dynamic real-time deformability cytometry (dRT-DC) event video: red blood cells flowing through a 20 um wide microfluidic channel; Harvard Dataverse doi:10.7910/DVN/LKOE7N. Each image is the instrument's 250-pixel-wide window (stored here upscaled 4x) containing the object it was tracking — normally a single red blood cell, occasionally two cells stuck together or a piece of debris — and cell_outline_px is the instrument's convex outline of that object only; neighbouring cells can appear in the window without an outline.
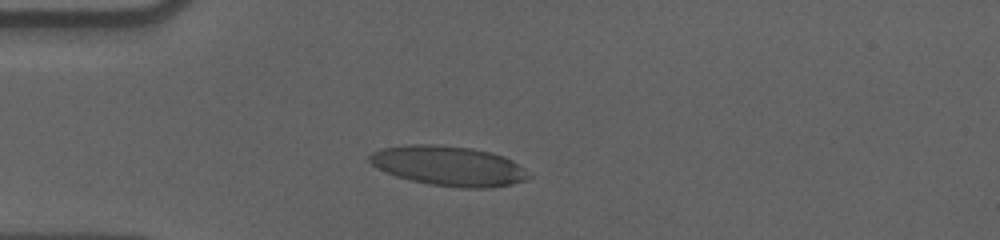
{"species": "human", "species_latin": "Homo sapiens", "temperature_condition": "cold", "stored_images_in_passage": 35, "camera_frame_rate_fps": 3000, "um_per_image_px": 0.085, "donor": {"sex": "male"}, "frame": {"image": 1, "passage_image": 1, "time_ms": 0.0, "image_size_px": [1000, 240], "cell_outline_px": [[536, 176], [512, 184], [492, 188], [464, 188], [428, 184], [408, 180], [396, 176], [372, 164], [368, 160], [368, 156], [372, 152], [380, 148], [408, 144], [432, 144], [472, 148], [504, 156], [512, 160]], "centroid_in_image_um": [38.17, 14.1], "position_along_channel_um": 46.8, "area_um2": 37.17}}
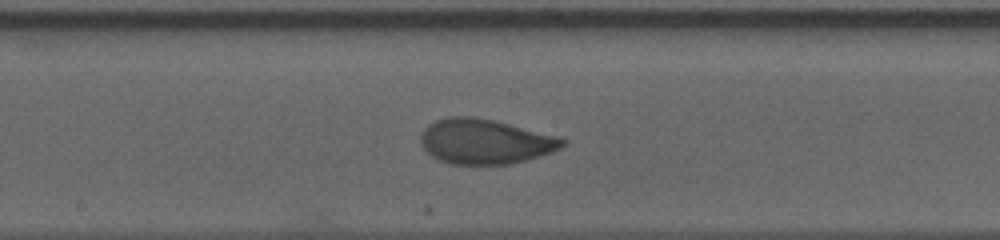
{"frame": {"image": 2, "passage_image": 16, "time_ms": 5.0, "image_size_px": [1000, 240], "cell_outline_px": [[568, 144], [552, 152], [524, 160], [508, 164], [452, 164], [440, 160], [432, 156], [420, 144], [420, 136], [424, 128], [428, 124], [436, 120], [448, 116], [472, 116], [492, 120], [560, 136], [568, 140]], "centroid_in_image_um": [41.24, 12.01], "position_along_channel_um": 207.0, "area_um2": 37.17}}
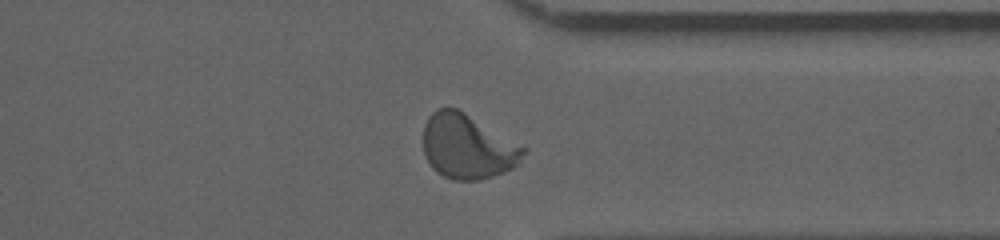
{"frame": {"image": 3, "passage_image": 30, "time_ms": 9.667, "image_size_px": [1000, 240], "cell_outline_px": [[528, 148], [516, 164], [512, 168], [504, 172], [480, 180], [452, 180], [436, 172], [432, 168], [424, 156], [424, 124], [428, 116], [436, 108], [456, 108], [464, 112]], "centroid_in_image_um": [39.72, 12.46], "position_along_channel_um": 371.7, "area_um2": 37.69}, "authors_computed_cell_mechanics": {"area_um2": 36.9342, "velocity_mm_per_s": 3.5717, "shape_relaxation_time_tau1_ms": 4.9313, "shape_relaxation_time_tau2_ms": 0.9914, "deformation_change_tau1": 0.1775, "deformation_change_tau2": 0.0582}}